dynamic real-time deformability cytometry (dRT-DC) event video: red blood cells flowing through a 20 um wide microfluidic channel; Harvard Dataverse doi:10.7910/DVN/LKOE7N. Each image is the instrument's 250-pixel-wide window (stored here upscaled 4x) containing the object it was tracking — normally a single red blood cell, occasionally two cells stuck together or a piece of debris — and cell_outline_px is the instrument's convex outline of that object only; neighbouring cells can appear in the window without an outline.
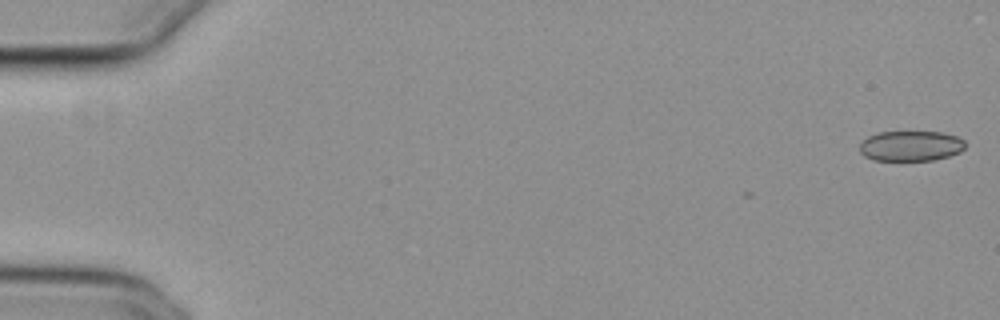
{"species": "common noctule bat (a hibernating species)", "species_latin": "Nyctalus noctula", "temperature_condition": "cold", "stored_images_in_passage": 6, "camera_frame_rate_fps": 3000, "um_per_image_px": 0.085, "animal": {"sex": "female", "body_mass_g": 29.2, "forearm_length_mm": 56.3}, "frame": {"image": 1, "passage_image": 1, "time_ms": 0.0, "image_size_px": [1000, 320], "cell_outline_px": [[964, 148], [960, 152], [948, 156], [932, 160], [872, 160], [864, 156], [860, 152], [860, 144], [868, 136], [880, 132], [944, 132], [956, 136], [964, 140]], "centroid_in_image_um": [77.41, 12.4], "position_along_channel_um": 7.6, "area_um2": 18.55}}